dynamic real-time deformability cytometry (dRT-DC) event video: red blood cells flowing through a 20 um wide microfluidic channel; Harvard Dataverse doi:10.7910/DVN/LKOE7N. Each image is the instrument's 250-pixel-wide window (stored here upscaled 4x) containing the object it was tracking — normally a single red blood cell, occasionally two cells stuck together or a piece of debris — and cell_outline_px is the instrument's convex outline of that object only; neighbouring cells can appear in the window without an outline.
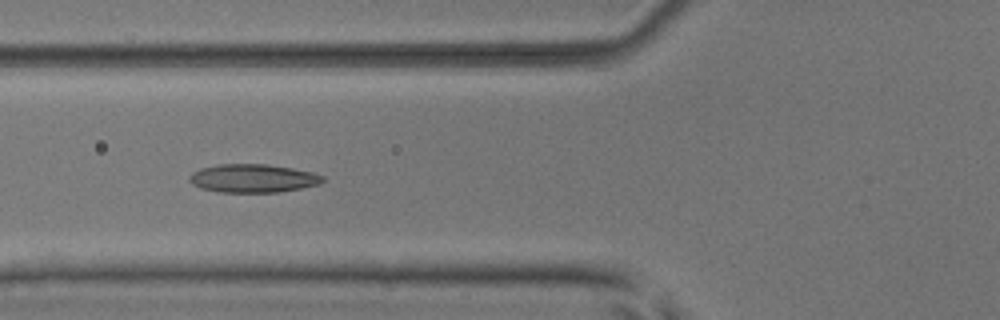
{"species": "common noctule bat (a hibernating species)", "species_latin": "Nyctalus noctula", "temperature_condition": "room temperature", "stored_images_in_passage": 7, "camera_frame_rate_fps": 3000, "um_per_image_px": 0.085, "animal": {"sex": "male", "body_mass_g": 17.9, "forearm_length_mm": 54.2}, "frame": {"image": 1, "passage_image": 5, "time_ms": 5.333, "image_size_px": [1000, 320], "cell_outline_px": [[324, 180], [320, 184], [280, 192], [220, 192], [200, 188], [192, 184], [188, 180], [188, 176], [192, 172], [200, 168], [220, 164], [268, 164], [292, 168], [312, 172], [324, 176]], "centroid_in_image_um": [21.48, 15.15], "position_along_channel_um": 104.3, "area_um2": 22.14}}
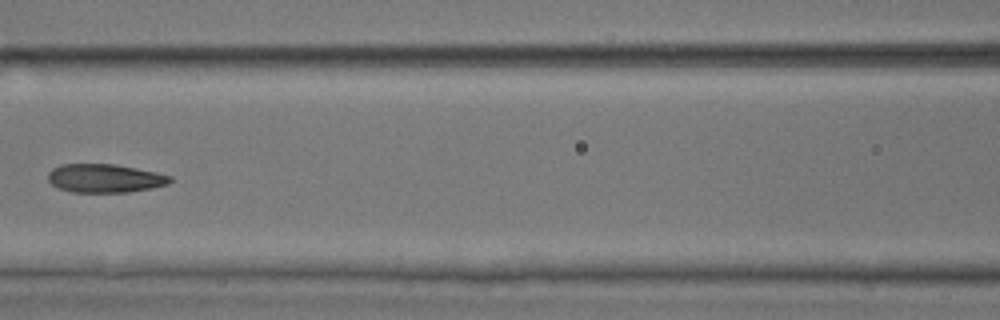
{"frame": {"image": 2, "passage_image": 6, "time_ms": 6.667, "image_size_px": [1000, 320], "cell_outline_px": [[172, 180], [168, 184], [152, 188], [128, 192], [72, 192], [56, 188], [48, 180], [48, 172], [52, 168], [60, 164], [116, 164], [156, 172], [172, 176]], "centroid_in_image_um": [8.89, 15.15], "position_along_channel_um": 157.7, "area_um2": 20.46}}
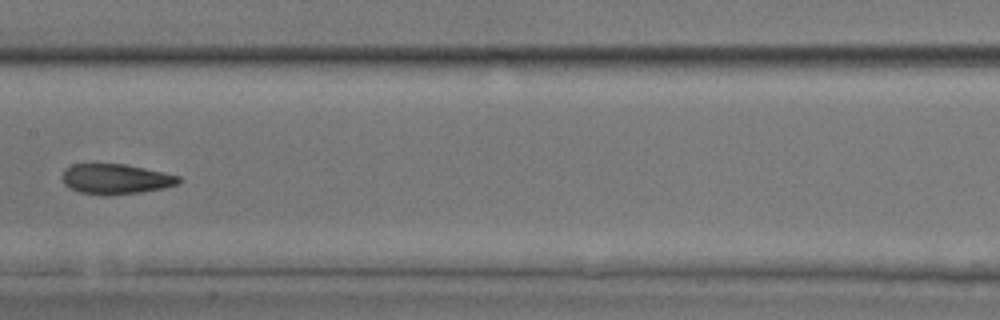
{"frame": {"image": 3, "passage_image": 7, "time_ms": 7.667, "image_size_px": [1000, 320], "cell_outline_px": [[184, 180], [180, 184], [164, 188], [140, 192], [104, 196], [80, 192], [64, 184], [64, 172], [72, 164], [124, 164], [144, 168], [180, 176]], "centroid_in_image_um": [9.91, 15.22], "position_along_channel_um": 197.5, "area_um2": 20.35}}